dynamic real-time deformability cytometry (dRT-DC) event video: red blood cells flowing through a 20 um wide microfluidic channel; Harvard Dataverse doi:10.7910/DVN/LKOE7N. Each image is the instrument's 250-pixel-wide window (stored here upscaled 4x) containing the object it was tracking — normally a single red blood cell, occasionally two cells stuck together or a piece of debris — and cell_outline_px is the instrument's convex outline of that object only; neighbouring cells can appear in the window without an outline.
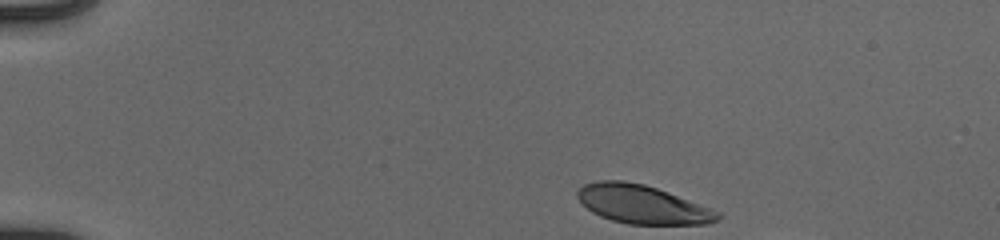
{"species": "human", "species_latin": "Homo sapiens", "temperature_condition": "cold", "stored_images_in_passage": 14, "camera_frame_rate_fps": 3000, "um_per_image_px": 0.085, "donor": {"sex": "male"}, "frame": {"image": 1, "passage_image": 1, "time_ms": 0.0, "image_size_px": [1000, 240], "cell_outline_px": [[720, 216], [716, 220], [708, 224], [628, 224], [612, 220], [600, 216], [592, 212], [576, 196], [576, 192], [584, 184], [596, 180], [624, 180], [644, 184], [656, 188], [720, 212]], "centroid_in_image_um": [54.55, 17.36], "position_along_channel_um": 30.5, "area_um2": 31.15}}
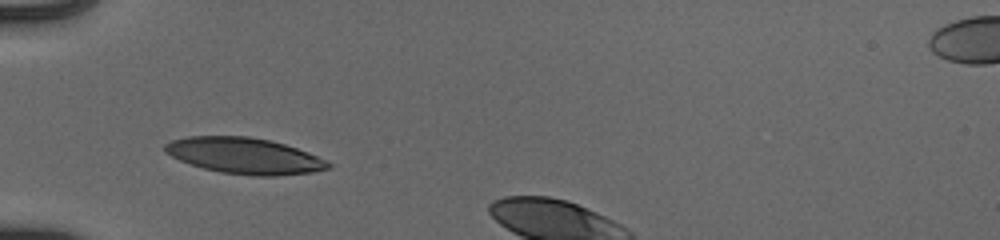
{"frame": {"image": 2, "passage_image": 10, "time_ms": 3.0, "image_size_px": [1000, 240], "cell_outline_px": [[332, 168], [312, 172], [276, 176], [252, 176], [220, 172], [204, 168], [180, 160], [164, 152], [164, 144], [172, 140], [188, 136], [248, 136], [268, 140], [284, 144], [308, 152], [332, 164]], "centroid_in_image_um": [20.77, 13.24], "position_along_channel_um": 64.2, "area_um2": 34.16}}
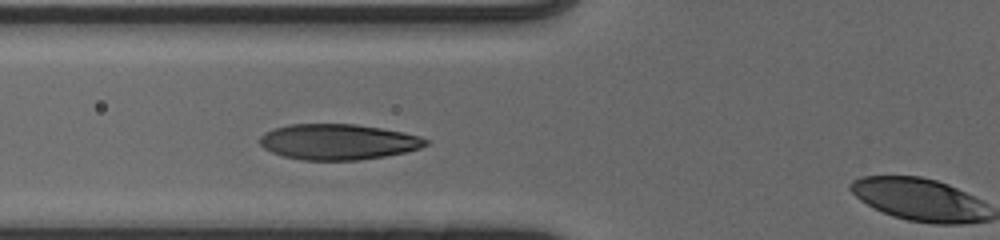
{"frame": {"image": 3, "passage_image": 13, "time_ms": 4.0, "image_size_px": [1000, 240], "cell_outline_px": [[428, 144], [420, 148], [404, 152], [384, 156], [360, 160], [304, 160], [284, 156], [272, 152], [264, 148], [260, 144], [260, 136], [264, 132], [272, 128], [288, 124], [356, 124], [404, 132], [420, 136], [428, 140]], "centroid_in_image_um": [28.72, 12.05], "position_along_channel_um": 97.1, "area_um2": 34.51}}